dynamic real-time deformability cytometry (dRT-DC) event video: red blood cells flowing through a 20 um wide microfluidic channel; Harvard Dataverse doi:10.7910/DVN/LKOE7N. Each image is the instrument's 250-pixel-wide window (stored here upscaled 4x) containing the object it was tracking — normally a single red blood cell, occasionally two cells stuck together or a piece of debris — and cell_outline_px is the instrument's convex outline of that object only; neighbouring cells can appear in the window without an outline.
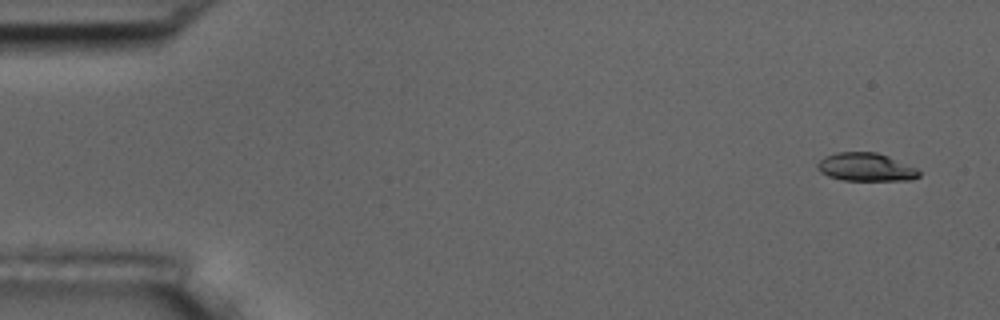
{"species": "common noctule bat (a hibernating species)", "species_latin": "Nyctalus noctula", "temperature_condition": "room temperature", "stored_images_in_passage": 6, "camera_frame_rate_fps": 3000, "um_per_image_px": 0.085, "animal": {"sex": "male", "body_mass_g": 17.5, "forearm_length_mm": 52.3}, "frame": {"image": 1, "passage_image": 1, "time_ms": 0.0, "image_size_px": [1000, 320], "cell_outline_px": [[920, 176], [912, 180], [844, 180], [828, 176], [820, 172], [816, 168], [816, 164], [824, 156], [836, 152], [876, 152], [888, 156], [916, 168], [920, 172]], "centroid_in_image_um": [73.57, 14.2], "position_along_channel_um": 11.4, "area_um2": 16.7}}
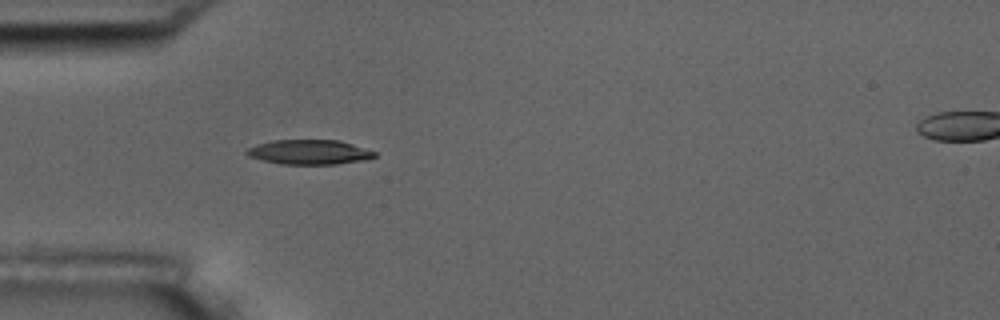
{"frame": {"image": 2, "passage_image": 5, "time_ms": 4.667, "image_size_px": [1000, 320], "cell_outline_px": [[376, 156], [368, 160], [336, 164], [280, 164], [248, 156], [244, 152], [248, 148], [256, 144], [272, 140], [340, 140], [376, 152]], "centroid_in_image_um": [26.3, 12.93], "position_along_channel_um": 58.7, "area_um2": 18.44}}